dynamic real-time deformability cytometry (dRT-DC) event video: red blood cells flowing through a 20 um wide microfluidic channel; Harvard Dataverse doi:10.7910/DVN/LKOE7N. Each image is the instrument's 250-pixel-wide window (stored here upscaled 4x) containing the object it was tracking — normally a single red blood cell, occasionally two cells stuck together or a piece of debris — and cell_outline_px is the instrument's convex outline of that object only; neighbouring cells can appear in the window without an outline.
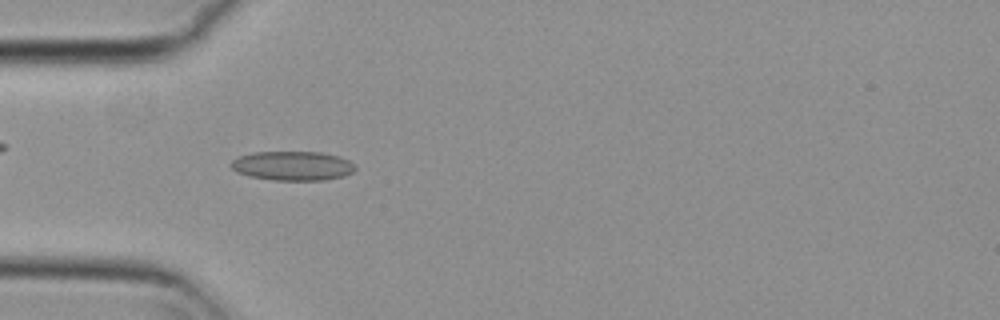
{"species": "common noctule bat (a hibernating species)", "species_latin": "Nyctalus noctula", "temperature_condition": "cold", "stored_images_in_passage": 50, "camera_frame_rate_fps": 3000, "um_per_image_px": 0.085, "animal": {"sex": "female", "body_mass_g": 29.2, "forearm_length_mm": 56.3}, "frame": {"image": 1, "passage_image": 12, "time_ms": 3.667, "image_size_px": [1000, 320], "cell_outline_px": [[356, 168], [352, 172], [344, 176], [324, 180], [272, 180], [248, 176], [236, 172], [228, 164], [232, 160], [240, 156], [252, 152], [320, 152], [340, 156], [348, 160]], "centroid_in_image_um": [24.84, 14.09], "position_along_channel_um": 60.2, "area_um2": 21.27}}
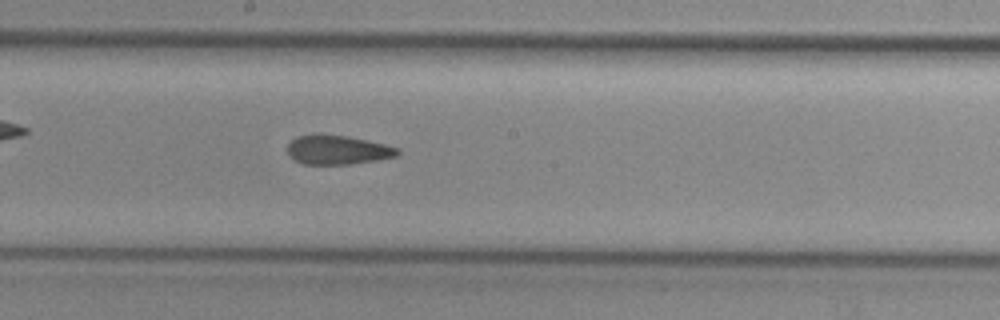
{"frame": {"image": 2, "passage_image": 25, "time_ms": 8.0, "image_size_px": [1000, 320], "cell_outline_px": [[400, 152], [396, 156], [376, 160], [352, 164], [304, 164], [288, 156], [288, 144], [296, 136], [320, 132], [348, 136], [384, 144], [400, 148]], "centroid_in_image_um": [28.67, 12.71], "position_along_channel_um": 219.5, "area_um2": 19.02}}
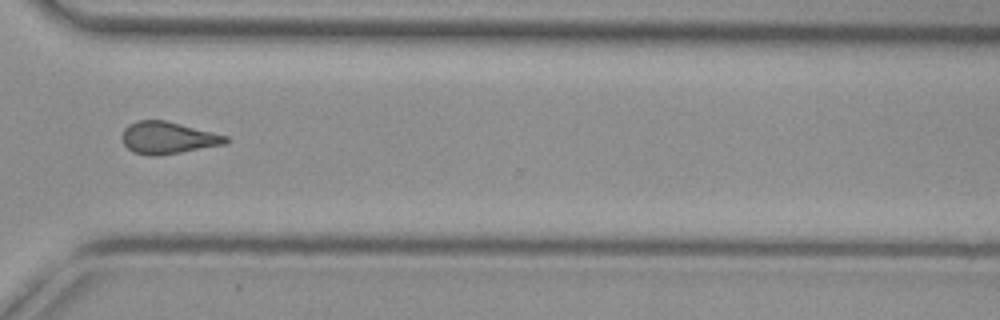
{"frame": {"image": 3, "passage_image": 36, "time_ms": 11.667, "image_size_px": [1000, 320], "cell_outline_px": [[228, 144], [160, 156], [148, 156], [132, 152], [124, 144], [120, 136], [124, 128], [128, 124], [136, 120], [164, 120], [228, 136]], "centroid_in_image_um": [14.24, 11.73], "position_along_channel_um": 356.4, "area_um2": 19.65}, "authors_computed_cell_mechanics": {"area_um2": 19.5942, "velocity_mm_per_s": 3.7349, "shape_relaxation_time_tau1_ms": null, "shape_relaxation_time_tau2_ms": 3.5874, "deformation_change_tau1": null, "deformation_change_tau2": 0.1051}}